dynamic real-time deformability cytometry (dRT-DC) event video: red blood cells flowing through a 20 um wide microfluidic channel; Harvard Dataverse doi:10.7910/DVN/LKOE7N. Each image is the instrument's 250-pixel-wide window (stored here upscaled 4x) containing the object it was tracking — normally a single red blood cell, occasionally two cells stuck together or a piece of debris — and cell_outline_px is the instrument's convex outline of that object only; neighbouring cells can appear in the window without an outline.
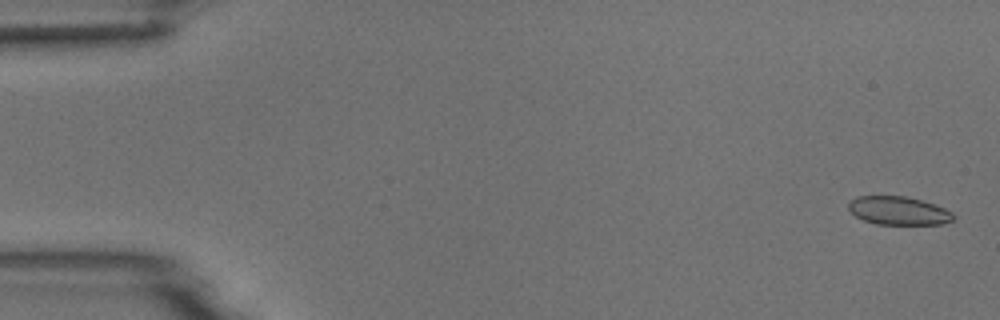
{"species": "common noctule bat (a hibernating species)", "species_latin": "Nyctalus noctula", "temperature_condition": "room temperature", "stored_images_in_passage": 4, "camera_frame_rate_fps": 3000, "um_per_image_px": 0.085, "animal": {"sex": "male", "body_mass_g": 18.8}, "frame": {"image": 1, "passage_image": 1, "time_ms": 0.0, "image_size_px": [1000, 320], "cell_outline_px": [[956, 220], [940, 224], [876, 224], [864, 220], [856, 216], [848, 208], [848, 204], [856, 196], [904, 196], [920, 200], [944, 208], [952, 212], [956, 216]], "centroid_in_image_um": [76.4, 17.91], "position_along_channel_um": 8.6, "area_um2": 17.22}}
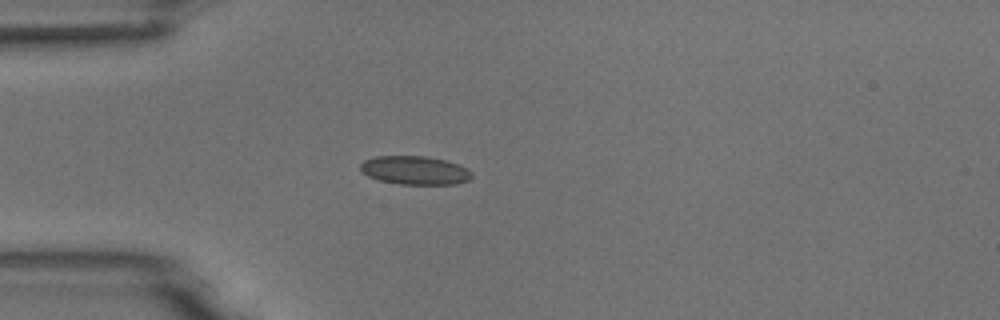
{"frame": {"image": 2, "passage_image": 4, "time_ms": 4.333, "image_size_px": [1000, 320], "cell_outline_px": [[472, 176], [468, 180], [456, 184], [400, 184], [380, 180], [368, 176], [360, 168], [360, 164], [364, 160], [376, 156], [424, 156], [448, 160], [460, 164], [468, 168], [472, 172]], "centroid_in_image_um": [35.31, 14.47], "position_along_channel_um": 49.7, "area_um2": 18.61}}